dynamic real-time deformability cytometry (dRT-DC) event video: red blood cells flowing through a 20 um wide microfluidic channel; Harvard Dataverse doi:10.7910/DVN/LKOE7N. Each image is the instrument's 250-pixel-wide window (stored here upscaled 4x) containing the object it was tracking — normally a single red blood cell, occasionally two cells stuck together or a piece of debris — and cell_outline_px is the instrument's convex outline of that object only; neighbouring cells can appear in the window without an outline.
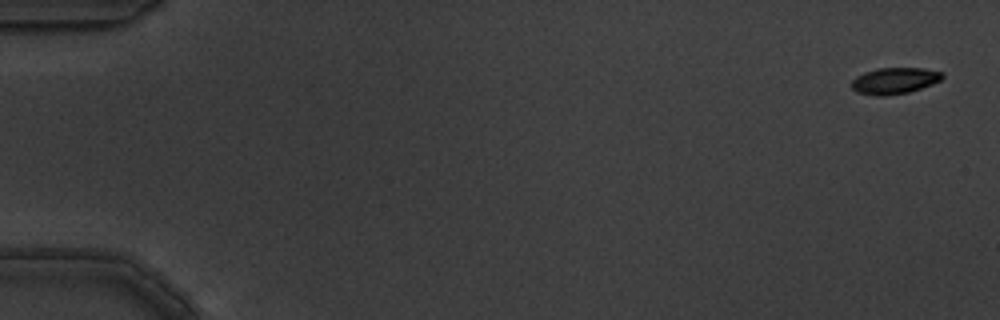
{"species": "common noctule bat (a hibernating species)", "species_latin": "Nyctalus noctula", "temperature_condition": "warm", "stored_images_in_passage": 8, "camera_frame_rate_fps": 3000, "um_per_image_px": 0.085, "animal": {"sex": "male", "body_mass_g": 19.5, "forearm_length_mm": 54.6}, "frame": {"image": 1, "passage_image": 1, "time_ms": 0.0, "image_size_px": [1000, 320], "cell_outline_px": [[944, 76], [940, 80], [932, 84], [908, 92], [884, 96], [876, 96], [856, 92], [852, 88], [852, 80], [856, 76], [864, 72], [876, 68], [924, 68], [944, 72]], "centroid_in_image_um": [76.03, 6.85], "position_along_channel_um": 9.0, "area_um2": 13.99}}
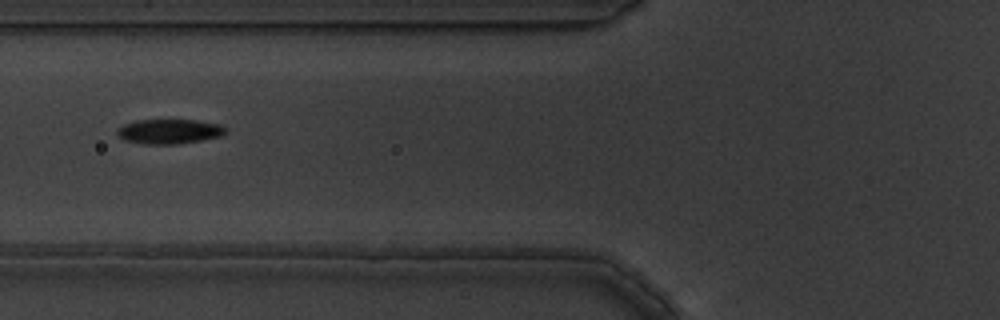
{"frame": {"image": 2, "passage_image": 7, "time_ms": 2.0, "image_size_px": [1000, 320], "cell_outline_px": [[228, 128], [220, 136], [200, 140], [176, 144], [144, 144], [124, 140], [116, 132], [124, 124], [136, 120], [196, 120], [220, 124]], "centroid_in_image_um": [14.39, 11.17], "position_along_channel_um": 111.4, "area_um2": 15.43}}
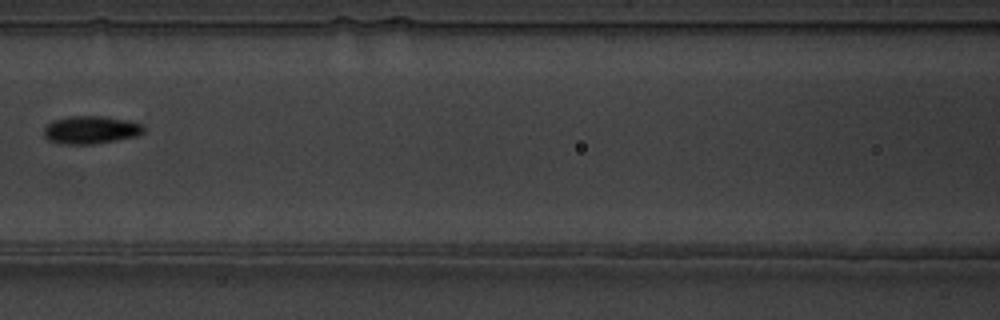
{"frame": {"image": 3, "passage_image": 8, "time_ms": 2.333, "image_size_px": [1000, 320], "cell_outline_px": [[144, 132], [136, 136], [116, 140], [92, 144], [60, 144], [48, 140], [44, 136], [44, 128], [48, 124], [56, 120], [72, 116], [100, 116], [128, 120], [144, 124]], "centroid_in_image_um": [7.74, 11.04], "position_along_channel_um": 158.9, "area_um2": 16.13}}